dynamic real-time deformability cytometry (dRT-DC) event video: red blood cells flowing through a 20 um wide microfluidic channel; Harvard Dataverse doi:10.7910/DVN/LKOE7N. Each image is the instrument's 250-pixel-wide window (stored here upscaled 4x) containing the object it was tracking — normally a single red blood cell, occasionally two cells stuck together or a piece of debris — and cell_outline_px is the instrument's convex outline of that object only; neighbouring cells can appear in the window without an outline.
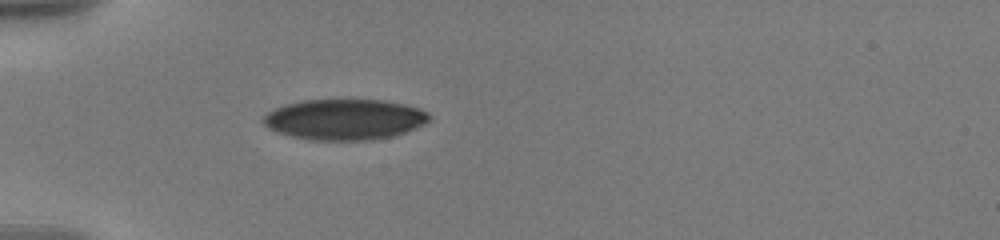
{"species": "human", "species_latin": "Homo sapiens", "temperature_condition": "warm", "stored_images_in_passage": 1, "camera_frame_rate_fps": 3000, "um_per_image_px": 0.085, "donor": {"sex": "male"}, "frame": {"image": 1, "passage_image": 1, "time_ms": 0.0, "image_size_px": [1000, 240], "cell_outline_px": [[432, 120], [416, 128], [396, 136], [372, 140], [312, 140], [292, 136], [268, 128], [260, 120], [272, 108], [284, 104], [300, 100], [388, 100], [420, 108], [428, 112], [432, 116]], "centroid_in_image_um": [29.33, 10.14], "position_along_channel_um": 55.7, "area_um2": 39.88}}